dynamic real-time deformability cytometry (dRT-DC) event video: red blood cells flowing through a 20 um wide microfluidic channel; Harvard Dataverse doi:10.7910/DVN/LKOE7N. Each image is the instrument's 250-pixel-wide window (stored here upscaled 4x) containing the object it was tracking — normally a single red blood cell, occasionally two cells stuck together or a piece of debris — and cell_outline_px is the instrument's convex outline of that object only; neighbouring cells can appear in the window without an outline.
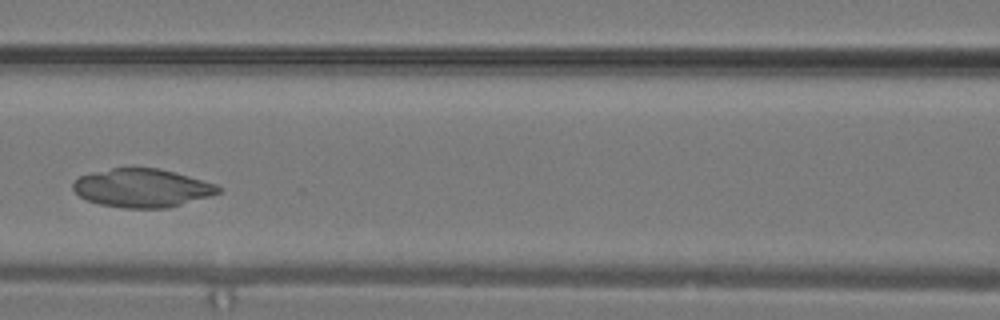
{"species": "common noctule bat (a hibernating species)", "species_latin": "Nyctalus noctula", "temperature_condition": "warm", "stored_images_in_passage": 12, "camera_frame_rate_fps": 3000, "um_per_image_px": 0.085, "animal": {"sex": "male", "body_mass_g": 19.2, "forearm_length_mm": 51.8}, "frame": {"image": 1, "passage_image": 9, "time_ms": 2.667, "image_size_px": [1000, 320], "cell_outline_px": [[224, 188], [220, 192], [208, 196], [168, 208], [120, 208], [100, 204], [88, 200], [80, 196], [72, 188], [72, 184], [80, 176], [92, 172], [112, 168], [160, 168], [216, 184]], "centroid_in_image_um": [12.07, 15.98], "position_along_channel_um": 154.5, "area_um2": 32.37}}